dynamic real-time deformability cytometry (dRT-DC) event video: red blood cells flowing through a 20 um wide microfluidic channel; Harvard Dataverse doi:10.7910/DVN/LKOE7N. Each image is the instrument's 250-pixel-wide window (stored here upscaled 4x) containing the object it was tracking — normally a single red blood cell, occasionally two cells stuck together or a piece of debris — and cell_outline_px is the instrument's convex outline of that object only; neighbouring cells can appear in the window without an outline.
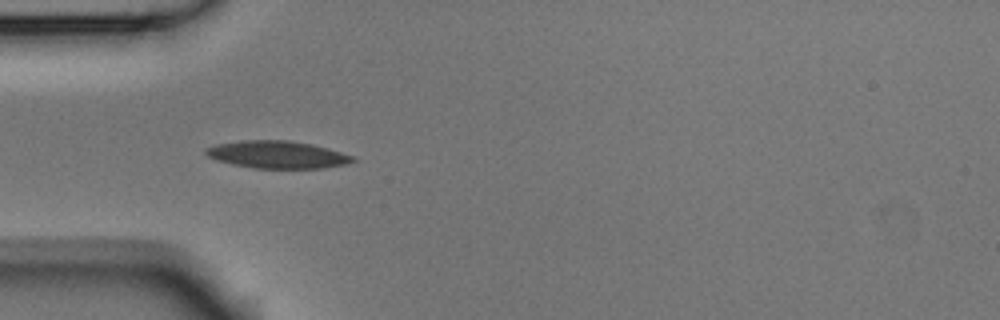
{"species": "Egyptian fruit bat (a non-hibernating species)", "species_latin": "Rousettus aegyptiacus", "temperature_condition": "room temperature", "stored_images_in_passage": 38, "camera_frame_rate_fps": 3000, "um_per_image_px": 0.085, "animal": {"sex": "male"}, "frame": {"image": 1, "passage_image": 1, "time_ms": 0.0, "image_size_px": [1000, 320], "cell_outline_px": [[356, 160], [348, 164], [324, 168], [252, 168], [216, 160], [208, 156], [204, 152], [204, 148], [216, 144], [244, 140], [288, 140], [312, 144], [328, 148], [352, 156]], "centroid_in_image_um": [23.56, 13.14], "position_along_channel_um": 61.4, "area_um2": 23.47}}
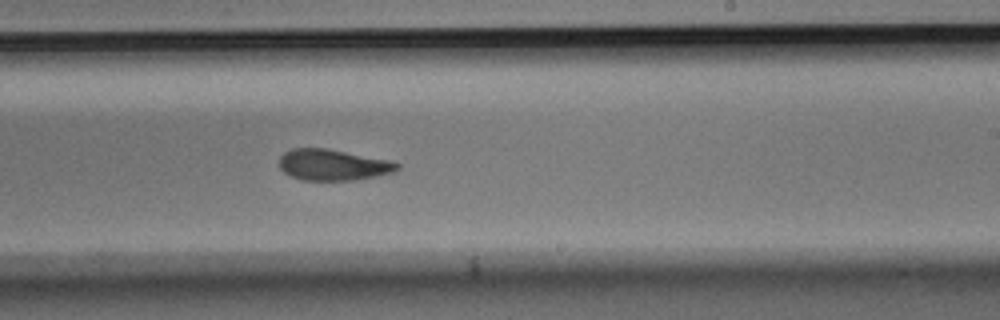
{"frame": {"image": 2, "passage_image": 17, "time_ms": 5.333, "image_size_px": [1000, 320], "cell_outline_px": [[400, 168], [392, 172], [376, 176], [356, 180], [300, 180], [284, 172], [280, 168], [280, 156], [284, 152], [292, 148], [328, 148], [392, 160], [400, 164]], "centroid_in_image_um": [28.32, 14.0], "position_along_channel_um": 260.7, "area_um2": 21.56}}
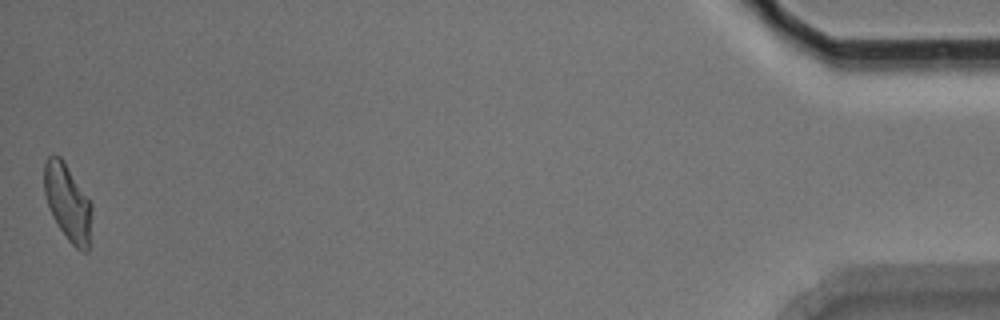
{"frame": {"image": 3, "passage_image": 38, "time_ms": 12.333, "image_size_px": [1000, 320], "cell_outline_px": [[92, 212], [88, 252], [84, 252], [76, 248], [68, 240], [52, 216], [48, 208], [44, 192], [44, 164], [48, 156], [60, 156], [64, 160], [92, 204]], "centroid_in_image_um": [5.75, 17.21], "position_along_channel_um": 429.4, "area_um2": 21.27}, "authors_computed_cell_mechanics": {"area_um2": 21.964, "velocity_mm_per_s": 3.7608, "shape_relaxation_time_tau1_ms": 7.962, "shape_relaxation_time_tau2_ms": 4.1334, "deformation_change_tau1": 0.1954, "deformation_change_tau2": 0.1085}}